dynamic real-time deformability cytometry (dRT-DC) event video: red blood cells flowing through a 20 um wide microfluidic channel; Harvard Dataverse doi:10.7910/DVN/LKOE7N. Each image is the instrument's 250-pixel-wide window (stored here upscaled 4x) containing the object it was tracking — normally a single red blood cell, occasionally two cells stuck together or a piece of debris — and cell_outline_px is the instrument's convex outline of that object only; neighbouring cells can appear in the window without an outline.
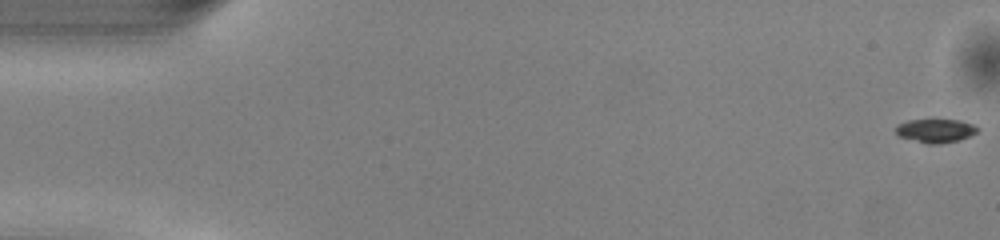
{"species": "common noctule bat (a hibernating species)", "species_latin": "Nyctalus noctula", "temperature_condition": "warm", "stored_images_in_passage": 51, "camera_frame_rate_fps": 3000, "um_per_image_px": 0.085, "animal": {"sex": "male", "body_mass_g": 13.0, "forearm_length_mm": 53.1}, "frame": {"image": 1, "passage_image": 1, "time_ms": 0.0, "image_size_px": [1000, 240], "cell_outline_px": [[980, 128], [976, 132], [960, 140], [940, 144], [928, 144], [900, 136], [896, 132], [896, 124], [908, 120], [960, 120], [972, 124]], "centroid_in_image_um": [79.53, 11.11], "position_along_channel_um": 5.5, "area_um2": 11.16}}
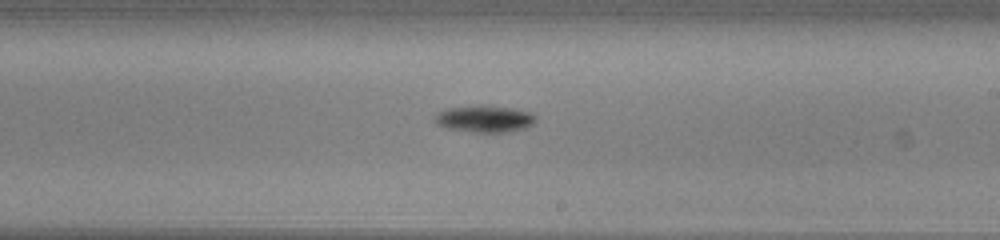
{"frame": {"image": 2, "passage_image": 30, "time_ms": 9.667, "image_size_px": [1000, 240], "cell_outline_px": [[536, 120], [532, 124], [524, 128], [504, 132], [472, 132], [448, 128], [436, 124], [436, 116], [440, 112], [448, 108], [480, 104], [484, 104], [512, 108], [532, 112], [536, 116]], "centroid_in_image_um": [41.23, 10.08], "position_along_channel_um": 247.8, "area_um2": 15.78}}
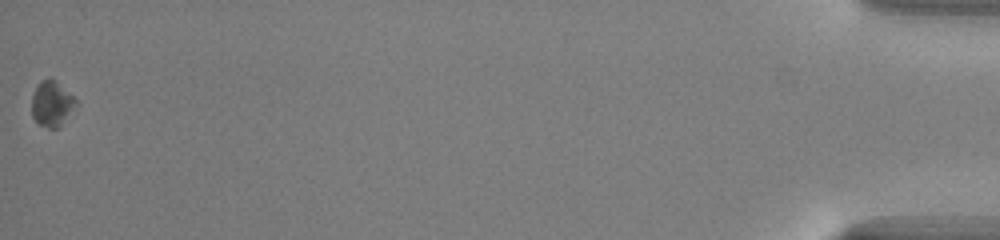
{"frame": {"image": 3, "passage_image": 51, "time_ms": 16.667, "image_size_px": [1000, 240], "cell_outline_px": [[80, 104], [56, 128], [48, 128], [40, 124], [32, 116], [32, 96], [36, 88], [44, 80], [56, 80]], "centroid_in_image_um": [4.43, 8.84], "position_along_channel_um": 430.8, "area_um2": 11.33}, "authors_computed_cell_mechanics": {"area_um2": 12.716, "velocity_mm_per_s": 4.0901, "shape_relaxation_time_tau1_ms": 1.0692, "shape_relaxation_time_tau2_ms": null, "deformation_change_tau1": 0.1034, "deformation_change_tau2": null}}